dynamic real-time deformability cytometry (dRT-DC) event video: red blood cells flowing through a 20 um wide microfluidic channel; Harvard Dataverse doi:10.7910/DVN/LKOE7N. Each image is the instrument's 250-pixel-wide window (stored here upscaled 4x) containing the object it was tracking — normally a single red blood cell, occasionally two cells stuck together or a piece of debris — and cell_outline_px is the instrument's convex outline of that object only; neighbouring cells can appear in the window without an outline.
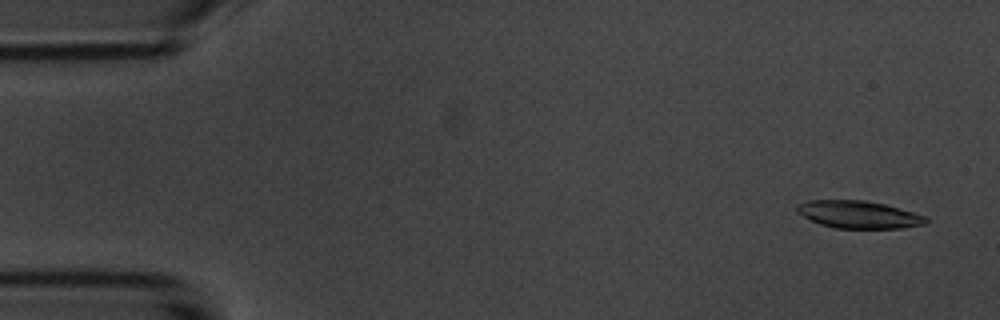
{"species": "common noctule bat (a hibernating species)", "species_latin": "Nyctalus noctula", "temperature_condition": "room temperature", "stored_images_in_passage": 51, "camera_frame_rate_fps": 3000, "um_per_image_px": 0.085, "animal": {"sex": "male", "body_mass_g": 20.1, "forearm_length_mm": 53.5}, "frame": {"image": 1, "passage_image": 1, "time_ms": 0.0, "image_size_px": [1000, 320], "cell_outline_px": [[928, 224], [904, 228], [836, 228], [820, 224], [796, 212], [796, 204], [808, 200], [864, 200], [884, 204], [912, 212], [924, 216], [928, 220]], "centroid_in_image_um": [72.98, 18.23], "position_along_channel_um": 12.0, "area_um2": 20.58}}
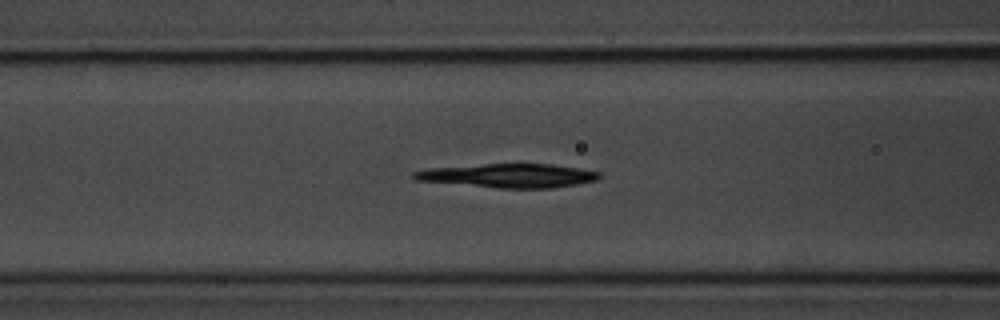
{"frame": {"image": 2, "passage_image": 19, "time_ms": 6.0, "image_size_px": [1000, 320], "cell_outline_px": [[600, 176], [596, 180], [576, 184], [552, 188], [500, 188], [416, 180], [412, 176], [412, 172], [428, 168], [484, 164], [552, 164], [600, 172]], "centroid_in_image_um": [43.21, 14.93], "position_along_channel_um": 123.4, "area_um2": 25.49}}
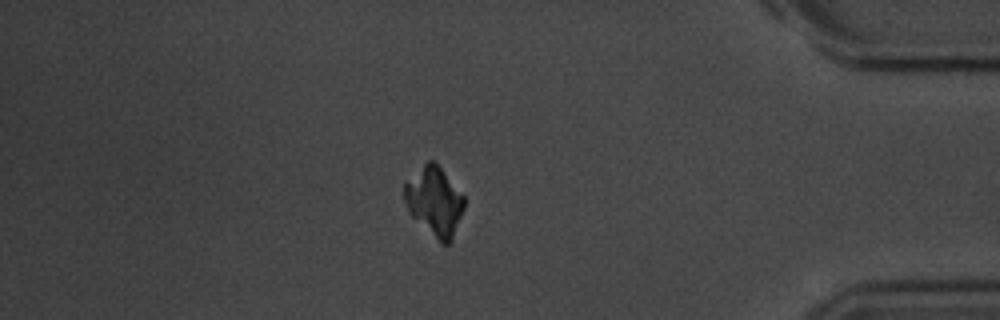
{"frame": {"image": 3, "passage_image": 44, "time_ms": 14.333, "image_size_px": [1000, 320], "cell_outline_px": [[464, 208], [452, 240], [448, 244], [440, 244], [408, 212], [404, 200], [404, 180], [428, 160], [432, 160], [440, 168], [464, 196]], "centroid_in_image_um": [36.89, 17.13], "position_along_channel_um": 398.3, "area_um2": 24.04}}